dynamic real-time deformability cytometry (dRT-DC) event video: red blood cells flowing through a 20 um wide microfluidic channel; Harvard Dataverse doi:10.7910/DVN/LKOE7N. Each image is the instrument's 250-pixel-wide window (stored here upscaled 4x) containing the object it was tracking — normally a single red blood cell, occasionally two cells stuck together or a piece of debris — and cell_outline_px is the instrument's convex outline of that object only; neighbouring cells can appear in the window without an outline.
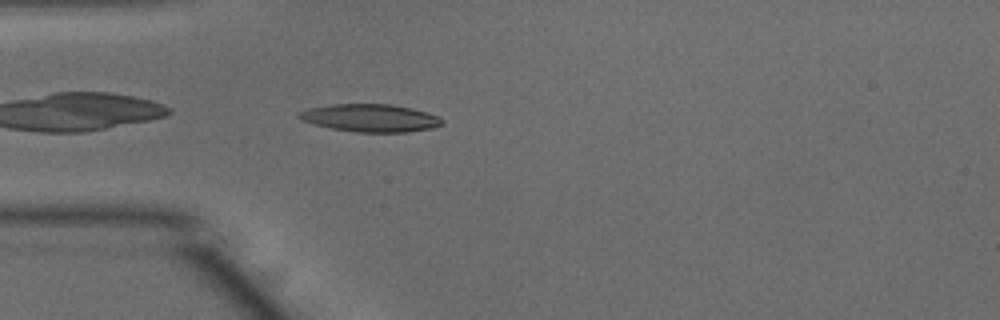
{"species": "common noctule bat (a hibernating species)", "species_latin": "Nyctalus noctula", "temperature_condition": "warm", "stored_images_in_passage": 39, "camera_frame_rate_fps": 3000, "um_per_image_px": 0.085, "animal": {"sex": "male", "body_mass_g": 15.6}, "frame": {"image": 1, "passage_image": 2, "time_ms": 0.333, "image_size_px": [1000, 320], "cell_outline_px": [[444, 120], [440, 124], [432, 128], [408, 132], [356, 132], [332, 128], [300, 120], [296, 116], [296, 112], [308, 108], [332, 104], [392, 104], [412, 108], [428, 112], [440, 116]], "centroid_in_image_um": [31.47, 10.02], "position_along_channel_um": 53.5, "area_um2": 23.24}}
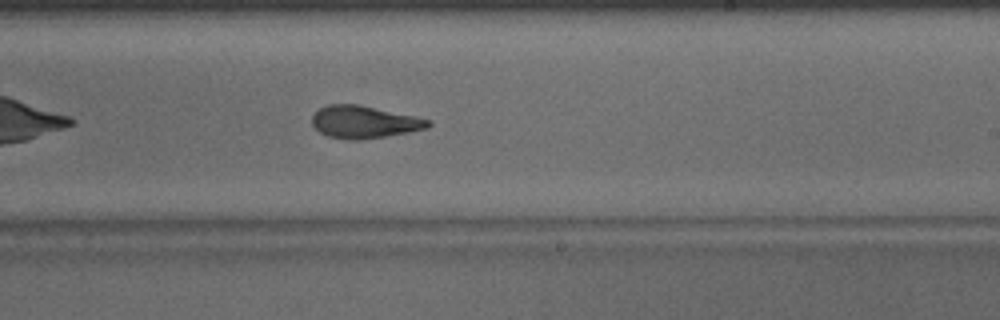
{"frame": {"image": 2, "passage_image": 18, "time_ms": 5.667, "image_size_px": [1000, 320], "cell_outline_px": [[432, 124], [424, 128], [408, 132], [360, 140], [352, 140], [328, 136], [320, 132], [312, 124], [312, 116], [320, 108], [328, 104], [356, 104], [412, 116], [428, 120]], "centroid_in_image_um": [30.88, 10.37], "position_along_channel_um": 258.1, "area_um2": 21.33}}
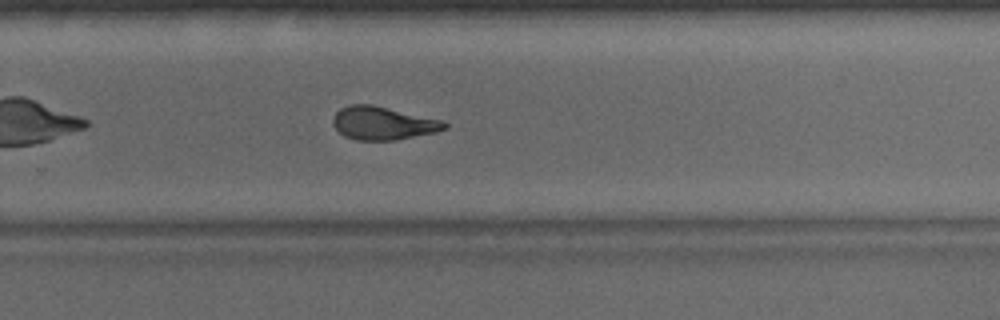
{"frame": {"image": 3, "passage_image": 21, "time_ms": 6.667, "image_size_px": [1000, 320], "cell_outline_px": [[448, 128], [436, 132], [396, 140], [356, 140], [344, 136], [332, 124], [332, 120], [336, 112], [340, 108], [348, 104], [372, 104], [444, 120], [448, 124]], "centroid_in_image_um": [32.57, 10.46], "position_along_channel_um": 297.2, "area_um2": 21.79}, "authors_computed_cell_mechanics": {"area_um2": 22.0218, "velocity_mm_per_s": 3.9403, "shape_relaxation_time_tau1_ms": 5.6914, "shape_relaxation_time_tau2_ms": 2.5204, "deformation_change_tau1": 0.2267, "deformation_change_tau2": 0.1201}}